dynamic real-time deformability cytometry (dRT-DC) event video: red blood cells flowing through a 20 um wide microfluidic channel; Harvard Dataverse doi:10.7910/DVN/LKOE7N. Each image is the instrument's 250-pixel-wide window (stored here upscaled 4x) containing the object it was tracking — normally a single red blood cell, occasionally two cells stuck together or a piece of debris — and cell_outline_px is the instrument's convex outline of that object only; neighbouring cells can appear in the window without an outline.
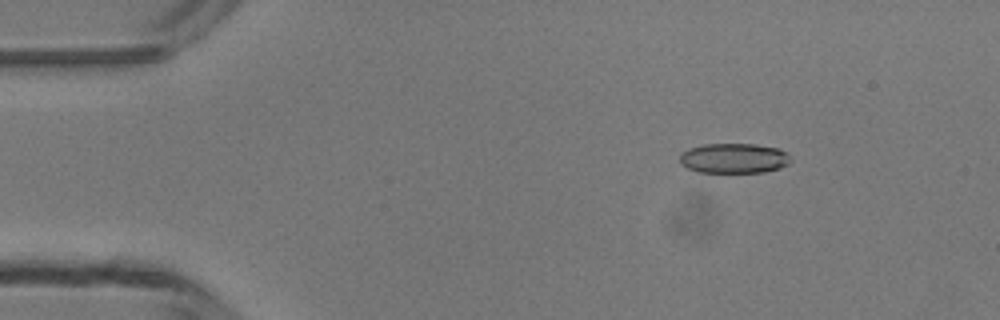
{"species": "common noctule bat (a hibernating species)", "species_latin": "Nyctalus noctula", "temperature_condition": "room temperature", "stored_images_in_passage": 48, "camera_frame_rate_fps": 3000, "um_per_image_px": 0.085, "animal": {"sex": "male", "body_mass_g": 13.3}, "frame": {"image": 1, "passage_image": 7, "time_ms": 2.0, "image_size_px": [1000, 320], "cell_outline_px": [[792, 160], [788, 164], [780, 168], [764, 172], [696, 172], [680, 164], [680, 152], [688, 148], [704, 144], [756, 144], [780, 148]], "centroid_in_image_um": [62.36, 13.45], "position_along_channel_um": 22.6, "area_um2": 19.54}}
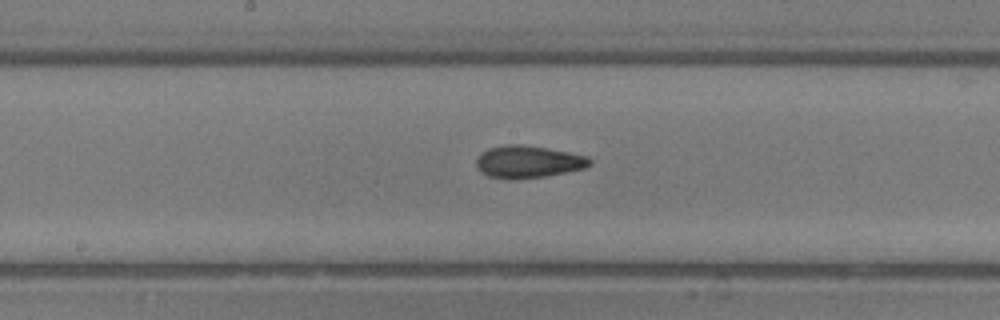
{"frame": {"image": 2, "passage_image": 25, "time_ms": 8.0, "image_size_px": [1000, 320], "cell_outline_px": [[592, 164], [584, 168], [544, 176], [508, 180], [488, 176], [476, 164], [476, 160], [488, 148], [508, 144], [520, 144], [568, 152], [588, 156], [592, 160]], "centroid_in_image_um": [44.92, 13.75], "position_along_channel_um": 203.3, "area_um2": 20.98}}
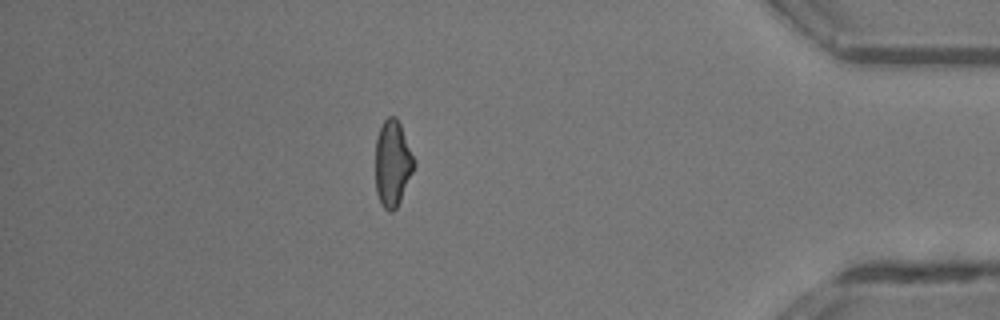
{"frame": {"image": 3, "passage_image": 42, "time_ms": 13.667, "image_size_px": [1000, 320], "cell_outline_px": [[416, 164], [400, 200], [396, 208], [392, 212], [388, 212], [380, 204], [376, 192], [376, 136], [384, 120], [388, 116], [396, 116], [400, 124], [416, 160]], "centroid_in_image_um": [33.37, 13.89], "position_along_channel_um": 401.8, "area_um2": 19.48}, "authors_computed_cell_mechanics": {"area_um2": 19.8832, "velocity_mm_per_s": 4.291, "shape_relaxation_time_tau1_ms": null, "shape_relaxation_time_tau2_ms": 1.5246, "deformation_change_tau1": null, "deformation_change_tau2": 0.0892}}